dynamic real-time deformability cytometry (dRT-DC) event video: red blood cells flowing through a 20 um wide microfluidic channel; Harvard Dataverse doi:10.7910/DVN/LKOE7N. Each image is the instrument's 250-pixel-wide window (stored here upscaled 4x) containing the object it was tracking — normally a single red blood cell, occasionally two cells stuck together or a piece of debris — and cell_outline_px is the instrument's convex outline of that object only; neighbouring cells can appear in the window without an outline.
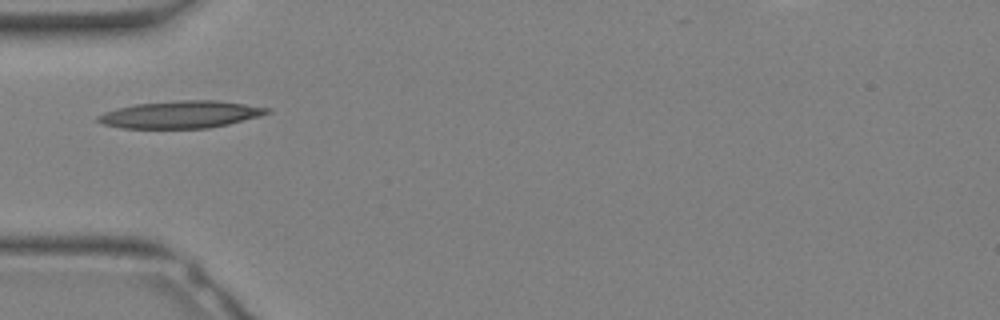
{"species": "Egyptian fruit bat (a non-hibernating species)", "species_latin": "Rousettus aegyptiacus", "temperature_condition": "warm", "stored_images_in_passage": 30, "camera_frame_rate_fps": 3000, "um_per_image_px": 0.085, "animal": {"sex": "female"}, "frame": {"image": 1, "passage_image": 9, "time_ms": 2.667, "image_size_px": [1000, 320], "cell_outline_px": [[272, 112], [260, 116], [228, 124], [208, 128], [120, 128], [104, 124], [96, 120], [96, 116], [116, 108], [136, 104], [180, 100], [216, 100], [272, 108]], "centroid_in_image_um": [15.38, 9.73], "position_along_channel_um": 69.6, "area_um2": 26.82}}
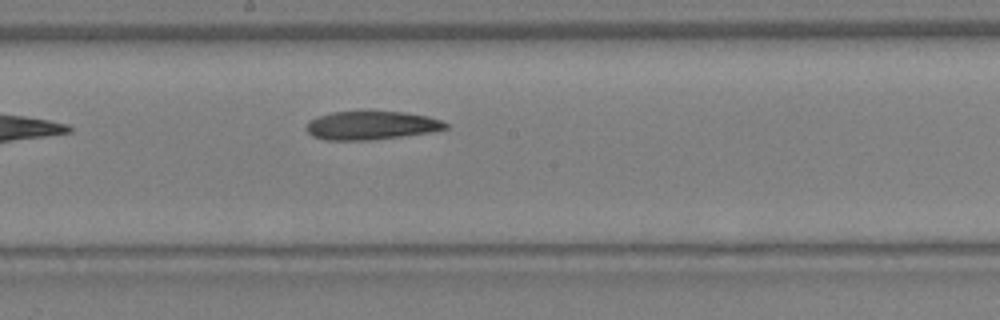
{"frame": {"image": 2, "passage_image": 16, "time_ms": 5.0, "image_size_px": [1000, 320], "cell_outline_px": [[448, 128], [432, 132], [372, 140], [324, 140], [312, 136], [308, 132], [308, 120], [316, 116], [332, 112], [400, 112], [424, 116], [440, 120], [448, 124]], "centroid_in_image_um": [31.53, 10.67], "position_along_channel_um": 216.7, "area_um2": 22.89}}
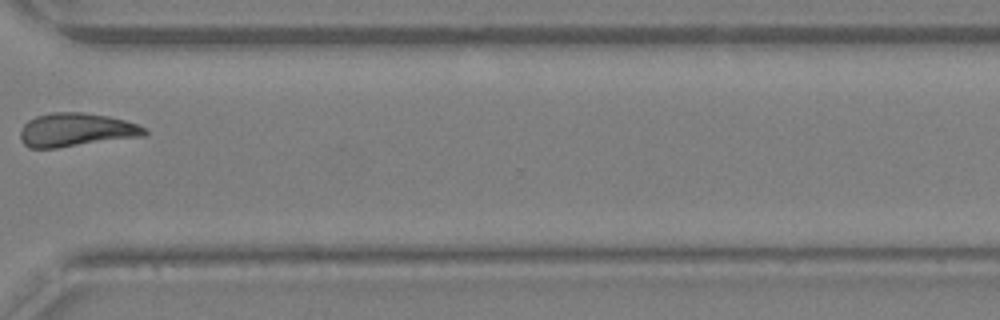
{"frame": {"image": 3, "passage_image": 23, "time_ms": 7.333, "image_size_px": [1000, 320], "cell_outline_px": [[148, 132], [144, 136], [56, 148], [28, 148], [20, 140], [20, 128], [28, 120], [36, 116], [52, 112], [80, 112], [108, 116], [124, 120], [136, 124], [144, 128]], "centroid_in_image_um": [6.42, 11.04], "position_along_channel_um": 364.2, "area_um2": 24.28}}